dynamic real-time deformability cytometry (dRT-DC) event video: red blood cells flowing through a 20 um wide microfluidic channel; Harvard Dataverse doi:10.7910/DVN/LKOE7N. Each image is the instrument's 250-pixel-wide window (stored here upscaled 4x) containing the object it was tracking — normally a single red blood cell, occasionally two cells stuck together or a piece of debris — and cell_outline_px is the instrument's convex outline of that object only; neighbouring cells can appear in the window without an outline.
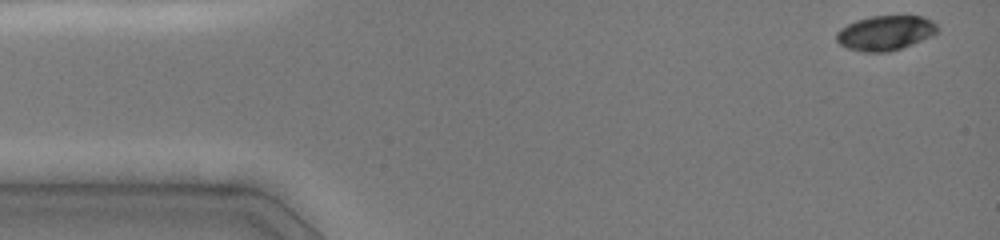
{"species": "common noctule bat (a hibernating species)", "species_latin": "Nyctalus noctula", "temperature_condition": "cold", "stored_images_in_passage": 24, "camera_frame_rate_fps": 3000, "um_per_image_px": 0.085, "animal": {"sex": "female", "body_mass_g": 19.0, "forearm_length_mm": 51.5}, "frame": {"image": 1, "passage_image": 1, "time_ms": 0.0, "image_size_px": [1000, 240], "cell_outline_px": [[940, 32], [932, 36], [900, 48], [888, 52], [864, 52], [848, 48], [840, 44], [836, 40], [836, 32], [840, 28], [856, 20], [872, 16], [924, 16], [932, 20], [940, 28]], "centroid_in_image_um": [75.28, 2.79], "position_along_channel_um": 9.7, "area_um2": 20.52}}
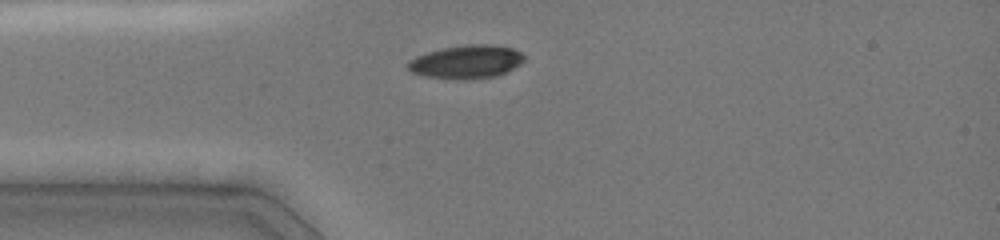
{"frame": {"image": 2, "passage_image": 12, "time_ms": 3.333, "image_size_px": [1000, 240], "cell_outline_px": [[524, 60], [520, 64], [496, 76], [472, 80], [456, 80], [424, 76], [412, 72], [408, 68], [408, 60], [416, 56], [428, 52], [444, 48], [468, 44], [492, 44], [512, 48], [520, 52], [524, 56]], "centroid_in_image_um": [39.63, 5.27], "position_along_channel_um": 45.4, "area_um2": 22.66}}
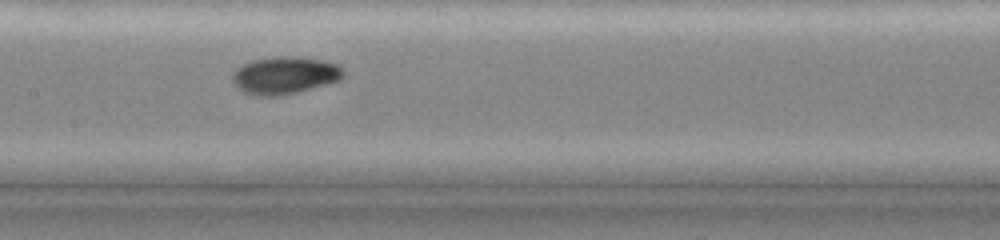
{"frame": {"image": 3, "passage_image": 23, "time_ms": 7.0, "image_size_px": [1000, 240], "cell_outline_px": [[344, 76], [340, 80], [296, 92], [280, 96], [256, 96], [244, 92], [232, 84], [232, 72], [236, 68], [252, 60], [276, 56], [296, 56], [324, 60], [340, 64], [344, 72]], "centroid_in_image_um": [24.19, 6.39], "position_along_channel_um": 183.2, "area_um2": 24.45}}